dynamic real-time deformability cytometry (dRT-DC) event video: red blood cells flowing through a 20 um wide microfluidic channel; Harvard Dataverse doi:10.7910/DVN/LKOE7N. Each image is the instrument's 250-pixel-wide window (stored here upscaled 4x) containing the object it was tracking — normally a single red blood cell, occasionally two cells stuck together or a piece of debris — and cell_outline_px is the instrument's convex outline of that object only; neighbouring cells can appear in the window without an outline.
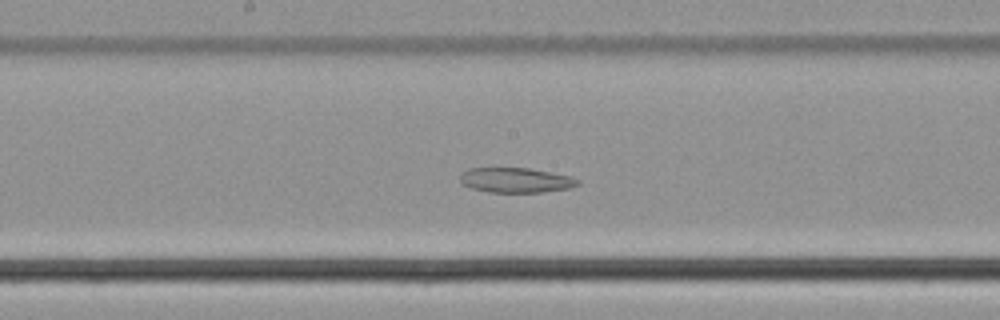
{"species": "common noctule bat (a hibernating species)", "species_latin": "Nyctalus noctula", "temperature_condition": "cold", "stored_images_in_passage": 55, "camera_frame_rate_fps": 3000, "um_per_image_px": 0.085, "animal": {"sex": "male", "body_mass_g": 21.5, "forearm_length_mm": 52.0}, "frame": {"image": 1, "passage_image": 29, "time_ms": 9.333, "image_size_px": [1000, 320], "cell_outline_px": [[580, 184], [572, 188], [540, 192], [488, 192], [472, 188], [460, 184], [460, 176], [468, 168], [528, 168], [572, 176], [580, 180]], "centroid_in_image_um": [43.87, 15.31], "position_along_channel_um": 204.3, "area_um2": 17.17}}
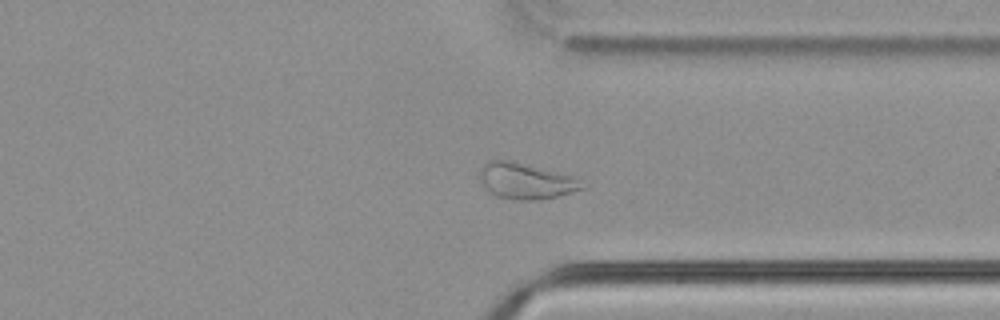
{"frame": {"image": 2, "passage_image": 42, "time_ms": 13.667, "image_size_px": [1000, 320], "cell_outline_px": [[588, 184], [584, 188], [560, 196], [536, 200], [516, 200], [492, 196], [484, 188], [480, 180], [480, 168], [488, 160], [508, 160], [576, 176]], "centroid_in_image_um": [44.72, 15.4], "position_along_channel_um": 366.7, "area_um2": 21.91}}
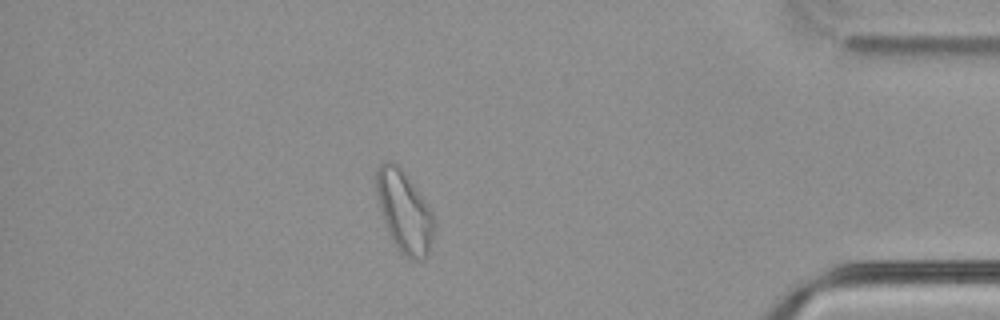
{"frame": {"image": 3, "passage_image": 48, "time_ms": 15.667, "image_size_px": [1000, 320], "cell_outline_px": [[436, 224], [428, 252], [420, 260], [408, 260], [396, 248], [388, 232], [380, 208], [376, 192], [376, 168], [384, 160], [392, 160], [400, 168], [428, 204], [432, 212]], "centroid_in_image_um": [34.36, 17.99], "position_along_channel_um": 400.8, "area_um2": 27.34}, "authors_computed_cell_mechanics": {"area_um2": 26.4146, "velocity_mm_per_s": 3.7325, "shape_relaxation_time_tau1_ms": null, "shape_relaxation_time_tau2_ms": 7.0538, "deformation_change_tau1": null, "deformation_change_tau2": 0.136}}